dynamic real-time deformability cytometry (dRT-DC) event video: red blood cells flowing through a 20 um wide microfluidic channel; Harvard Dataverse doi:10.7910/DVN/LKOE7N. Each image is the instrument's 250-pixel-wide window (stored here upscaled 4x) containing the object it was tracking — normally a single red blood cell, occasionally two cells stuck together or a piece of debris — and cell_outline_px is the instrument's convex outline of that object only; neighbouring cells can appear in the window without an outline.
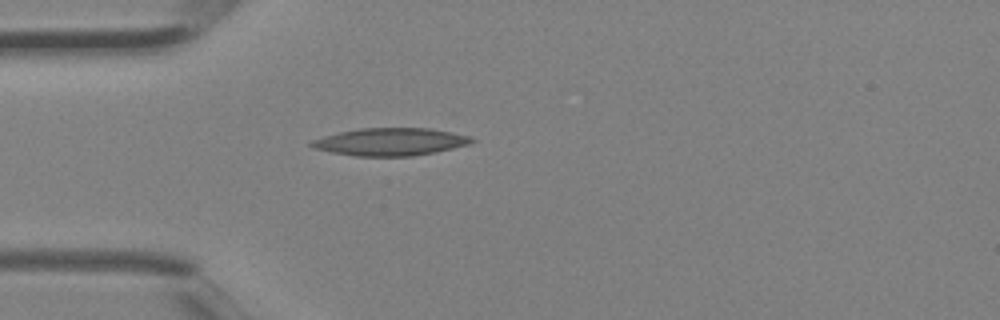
{"species": "Egyptian fruit bat (a non-hibernating species)", "species_latin": "Rousettus aegyptiacus", "temperature_condition": "room temperature", "stored_images_in_passage": 1, "camera_frame_rate_fps": 3000, "um_per_image_px": 0.085, "animal": {"sex": "female"}, "frame": {"image": 1, "passage_image": 1, "time_ms": 0.0, "image_size_px": [1000, 320], "cell_outline_px": [[476, 140], [468, 144], [436, 152], [412, 156], [356, 156], [332, 152], [312, 148], [308, 144], [312, 140], [324, 136], [340, 132], [360, 128], [428, 128], [452, 132], [472, 136]], "centroid_in_image_um": [33.19, 12.05], "position_along_channel_um": 51.8, "area_um2": 25.72}}